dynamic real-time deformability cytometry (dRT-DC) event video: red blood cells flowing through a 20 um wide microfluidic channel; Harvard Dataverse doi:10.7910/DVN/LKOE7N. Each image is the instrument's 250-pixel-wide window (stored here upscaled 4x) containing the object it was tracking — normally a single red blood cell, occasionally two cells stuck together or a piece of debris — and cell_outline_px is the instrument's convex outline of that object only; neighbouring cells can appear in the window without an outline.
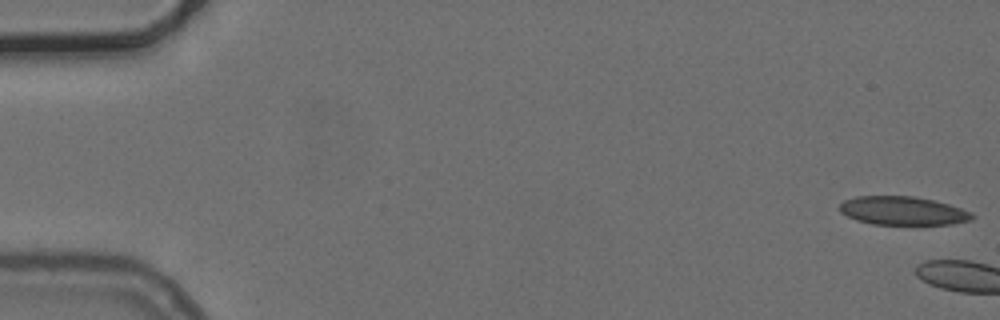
{"species": "common noctule bat (a hibernating species)", "species_latin": "Nyctalus noctula", "temperature_condition": "cold", "stored_images_in_passage": 4, "camera_frame_rate_fps": 3000, "um_per_image_px": 0.085, "animal": {"sex": "female", "body_mass_g": 24.6, "forearm_length_mm": 56.2}, "frame": {"image": 1, "passage_image": 1, "time_ms": 0.0, "image_size_px": [1000, 320], "cell_outline_px": [[976, 216], [968, 220], [952, 224], [872, 224], [856, 220], [840, 212], [840, 204], [844, 200], [856, 196], [912, 196], [932, 200], [948, 204], [972, 212]], "centroid_in_image_um": [76.72, 17.91], "position_along_channel_um": 8.3, "area_um2": 21.85}}